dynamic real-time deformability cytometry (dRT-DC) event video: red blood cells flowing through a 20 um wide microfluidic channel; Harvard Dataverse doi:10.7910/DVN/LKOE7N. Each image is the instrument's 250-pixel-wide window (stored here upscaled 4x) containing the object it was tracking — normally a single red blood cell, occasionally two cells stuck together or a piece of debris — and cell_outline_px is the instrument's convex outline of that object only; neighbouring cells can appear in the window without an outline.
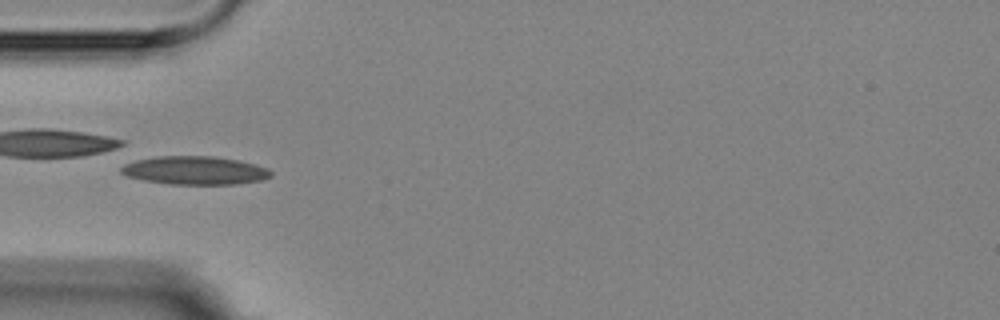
{"species": "Egyptian fruit bat (a non-hibernating species)", "species_latin": "Rousettus aegyptiacus", "temperature_condition": "room temperature", "stored_images_in_passage": 5, "camera_frame_rate_fps": 3000, "um_per_image_px": 0.085, "animal": {"sex": "female"}, "frame": {"image": 1, "passage_image": 5, "time_ms": 4.667, "image_size_px": [1000, 320], "cell_outline_px": [[272, 176], [260, 180], [236, 184], [168, 184], [144, 180], [128, 176], [120, 172], [120, 168], [124, 164], [136, 160], [156, 156], [212, 156], [240, 160], [256, 164], [268, 168], [272, 172]], "centroid_in_image_um": [16.58, 14.48], "position_along_channel_um": 68.4, "area_um2": 24.8}}